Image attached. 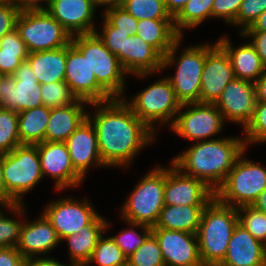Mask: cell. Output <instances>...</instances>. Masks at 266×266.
Here are the masks:
<instances>
[{"label":"cell","instance_id":"cell-1","mask_svg":"<svg viewBox=\"0 0 266 266\" xmlns=\"http://www.w3.org/2000/svg\"><path fill=\"white\" fill-rule=\"evenodd\" d=\"M95 112L88 118L95 126L98 150L106 167L129 168L145 147L156 141V134L135 115L123 98L90 103Z\"/></svg>","mask_w":266,"mask_h":266},{"label":"cell","instance_id":"cell-2","mask_svg":"<svg viewBox=\"0 0 266 266\" xmlns=\"http://www.w3.org/2000/svg\"><path fill=\"white\" fill-rule=\"evenodd\" d=\"M246 149L243 137H221L194 142L171 162L184 174L202 180L215 192Z\"/></svg>","mask_w":266,"mask_h":266},{"label":"cell","instance_id":"cell-3","mask_svg":"<svg viewBox=\"0 0 266 266\" xmlns=\"http://www.w3.org/2000/svg\"><path fill=\"white\" fill-rule=\"evenodd\" d=\"M238 224V210L220 203L215 197L202 213L197 233L203 266H219Z\"/></svg>","mask_w":266,"mask_h":266},{"label":"cell","instance_id":"cell-4","mask_svg":"<svg viewBox=\"0 0 266 266\" xmlns=\"http://www.w3.org/2000/svg\"><path fill=\"white\" fill-rule=\"evenodd\" d=\"M182 39L183 37H180L163 57L162 70L176 65L175 73L166 78L170 81L181 104L200 102L201 74L206 59V43L185 47L177 57Z\"/></svg>","mask_w":266,"mask_h":266},{"label":"cell","instance_id":"cell-5","mask_svg":"<svg viewBox=\"0 0 266 266\" xmlns=\"http://www.w3.org/2000/svg\"><path fill=\"white\" fill-rule=\"evenodd\" d=\"M166 167L155 166L138 180L121 208V218L137 224L154 227L164 204Z\"/></svg>","mask_w":266,"mask_h":266},{"label":"cell","instance_id":"cell-6","mask_svg":"<svg viewBox=\"0 0 266 266\" xmlns=\"http://www.w3.org/2000/svg\"><path fill=\"white\" fill-rule=\"evenodd\" d=\"M246 149L237 159L215 198L222 204L239 208L252 206L266 189V168L260 162L245 157Z\"/></svg>","mask_w":266,"mask_h":266},{"label":"cell","instance_id":"cell-7","mask_svg":"<svg viewBox=\"0 0 266 266\" xmlns=\"http://www.w3.org/2000/svg\"><path fill=\"white\" fill-rule=\"evenodd\" d=\"M71 44L88 60L97 83L112 97H126V76L117 56L105 46L96 33L76 35Z\"/></svg>","mask_w":266,"mask_h":266},{"label":"cell","instance_id":"cell-8","mask_svg":"<svg viewBox=\"0 0 266 266\" xmlns=\"http://www.w3.org/2000/svg\"><path fill=\"white\" fill-rule=\"evenodd\" d=\"M123 99L133 113L155 134L156 124L160 126L167 124L169 127L173 125L182 105L166 77L156 80L141 92L138 91L129 101L126 97Z\"/></svg>","mask_w":266,"mask_h":266},{"label":"cell","instance_id":"cell-9","mask_svg":"<svg viewBox=\"0 0 266 266\" xmlns=\"http://www.w3.org/2000/svg\"><path fill=\"white\" fill-rule=\"evenodd\" d=\"M2 169L9 204H24L22 198L43 180L36 145H20L3 154Z\"/></svg>","mask_w":266,"mask_h":266},{"label":"cell","instance_id":"cell-10","mask_svg":"<svg viewBox=\"0 0 266 266\" xmlns=\"http://www.w3.org/2000/svg\"><path fill=\"white\" fill-rule=\"evenodd\" d=\"M15 29L29 53L55 50L71 43V35L45 9L21 10Z\"/></svg>","mask_w":266,"mask_h":266},{"label":"cell","instance_id":"cell-11","mask_svg":"<svg viewBox=\"0 0 266 266\" xmlns=\"http://www.w3.org/2000/svg\"><path fill=\"white\" fill-rule=\"evenodd\" d=\"M226 124L222 113L214 103L182 104L173 125L172 133L194 142L215 139ZM211 137V138H210Z\"/></svg>","mask_w":266,"mask_h":266},{"label":"cell","instance_id":"cell-12","mask_svg":"<svg viewBox=\"0 0 266 266\" xmlns=\"http://www.w3.org/2000/svg\"><path fill=\"white\" fill-rule=\"evenodd\" d=\"M43 105L41 84L29 63L24 61L12 76L0 84V108L21 112Z\"/></svg>","mask_w":266,"mask_h":266},{"label":"cell","instance_id":"cell-13","mask_svg":"<svg viewBox=\"0 0 266 266\" xmlns=\"http://www.w3.org/2000/svg\"><path fill=\"white\" fill-rule=\"evenodd\" d=\"M83 200V201H82ZM77 200L74 197H62L48 202L42 213L56 230L60 240L90 224L99 214L91 201Z\"/></svg>","mask_w":266,"mask_h":266},{"label":"cell","instance_id":"cell-14","mask_svg":"<svg viewBox=\"0 0 266 266\" xmlns=\"http://www.w3.org/2000/svg\"><path fill=\"white\" fill-rule=\"evenodd\" d=\"M65 82L79 100L90 103L113 99L98 83L85 58L71 43L66 46Z\"/></svg>","mask_w":266,"mask_h":266},{"label":"cell","instance_id":"cell-15","mask_svg":"<svg viewBox=\"0 0 266 266\" xmlns=\"http://www.w3.org/2000/svg\"><path fill=\"white\" fill-rule=\"evenodd\" d=\"M36 146L43 178H52L56 191L78 188L83 183L84 178L73 167L65 142L44 141Z\"/></svg>","mask_w":266,"mask_h":266},{"label":"cell","instance_id":"cell-16","mask_svg":"<svg viewBox=\"0 0 266 266\" xmlns=\"http://www.w3.org/2000/svg\"><path fill=\"white\" fill-rule=\"evenodd\" d=\"M235 74L225 50L217 43L206 44V59L201 74L200 102L215 103Z\"/></svg>","mask_w":266,"mask_h":266},{"label":"cell","instance_id":"cell-17","mask_svg":"<svg viewBox=\"0 0 266 266\" xmlns=\"http://www.w3.org/2000/svg\"><path fill=\"white\" fill-rule=\"evenodd\" d=\"M214 104L225 122L244 128L251 120L256 105L255 83L235 78L226 85Z\"/></svg>","mask_w":266,"mask_h":266},{"label":"cell","instance_id":"cell-18","mask_svg":"<svg viewBox=\"0 0 266 266\" xmlns=\"http://www.w3.org/2000/svg\"><path fill=\"white\" fill-rule=\"evenodd\" d=\"M166 167L164 204L208 205L215 192L202 180L184 174L172 162Z\"/></svg>","mask_w":266,"mask_h":266},{"label":"cell","instance_id":"cell-19","mask_svg":"<svg viewBox=\"0 0 266 266\" xmlns=\"http://www.w3.org/2000/svg\"><path fill=\"white\" fill-rule=\"evenodd\" d=\"M159 242L165 266H203L197 234L152 228Z\"/></svg>","mask_w":266,"mask_h":266},{"label":"cell","instance_id":"cell-20","mask_svg":"<svg viewBox=\"0 0 266 266\" xmlns=\"http://www.w3.org/2000/svg\"><path fill=\"white\" fill-rule=\"evenodd\" d=\"M45 10L71 37L92 34L98 29L94 22L96 7L92 0H50Z\"/></svg>","mask_w":266,"mask_h":266},{"label":"cell","instance_id":"cell-21","mask_svg":"<svg viewBox=\"0 0 266 266\" xmlns=\"http://www.w3.org/2000/svg\"><path fill=\"white\" fill-rule=\"evenodd\" d=\"M75 170L85 179L91 166L106 167L98 150L97 132L87 117L65 141Z\"/></svg>","mask_w":266,"mask_h":266},{"label":"cell","instance_id":"cell-22","mask_svg":"<svg viewBox=\"0 0 266 266\" xmlns=\"http://www.w3.org/2000/svg\"><path fill=\"white\" fill-rule=\"evenodd\" d=\"M25 220L21 227L20 239L16 248L26 260L39 257V255L40 257L45 256L58 244L63 243L43 213L33 221H27V217Z\"/></svg>","mask_w":266,"mask_h":266},{"label":"cell","instance_id":"cell-23","mask_svg":"<svg viewBox=\"0 0 266 266\" xmlns=\"http://www.w3.org/2000/svg\"><path fill=\"white\" fill-rule=\"evenodd\" d=\"M219 266H266L265 244L238 223Z\"/></svg>","mask_w":266,"mask_h":266},{"label":"cell","instance_id":"cell-24","mask_svg":"<svg viewBox=\"0 0 266 266\" xmlns=\"http://www.w3.org/2000/svg\"><path fill=\"white\" fill-rule=\"evenodd\" d=\"M163 57L141 37L131 35L126 40L124 72L145 78L162 70Z\"/></svg>","mask_w":266,"mask_h":266},{"label":"cell","instance_id":"cell-25","mask_svg":"<svg viewBox=\"0 0 266 266\" xmlns=\"http://www.w3.org/2000/svg\"><path fill=\"white\" fill-rule=\"evenodd\" d=\"M88 102L77 99L66 107L51 109L45 131V141L65 142L88 117Z\"/></svg>","mask_w":266,"mask_h":266},{"label":"cell","instance_id":"cell-26","mask_svg":"<svg viewBox=\"0 0 266 266\" xmlns=\"http://www.w3.org/2000/svg\"><path fill=\"white\" fill-rule=\"evenodd\" d=\"M109 223L99 214L90 224L78 230V233L68 235L61 240V242H67L70 263L75 266L87 264L99 238L111 226Z\"/></svg>","mask_w":266,"mask_h":266},{"label":"cell","instance_id":"cell-27","mask_svg":"<svg viewBox=\"0 0 266 266\" xmlns=\"http://www.w3.org/2000/svg\"><path fill=\"white\" fill-rule=\"evenodd\" d=\"M227 36L219 38L216 42L227 53L232 68L234 70L235 77L237 79H243L255 82L265 68L262 65L261 59L257 54L254 46L248 42L245 44L233 48L231 41Z\"/></svg>","mask_w":266,"mask_h":266},{"label":"cell","instance_id":"cell-28","mask_svg":"<svg viewBox=\"0 0 266 266\" xmlns=\"http://www.w3.org/2000/svg\"><path fill=\"white\" fill-rule=\"evenodd\" d=\"M26 61L40 84L65 81L66 46L40 52H30Z\"/></svg>","mask_w":266,"mask_h":266},{"label":"cell","instance_id":"cell-29","mask_svg":"<svg viewBox=\"0 0 266 266\" xmlns=\"http://www.w3.org/2000/svg\"><path fill=\"white\" fill-rule=\"evenodd\" d=\"M207 205H167L161 210L157 224L163 228L197 234L203 210Z\"/></svg>","mask_w":266,"mask_h":266},{"label":"cell","instance_id":"cell-30","mask_svg":"<svg viewBox=\"0 0 266 266\" xmlns=\"http://www.w3.org/2000/svg\"><path fill=\"white\" fill-rule=\"evenodd\" d=\"M135 34L152 46L162 57L181 37L175 30L173 19H142Z\"/></svg>","mask_w":266,"mask_h":266},{"label":"cell","instance_id":"cell-31","mask_svg":"<svg viewBox=\"0 0 266 266\" xmlns=\"http://www.w3.org/2000/svg\"><path fill=\"white\" fill-rule=\"evenodd\" d=\"M50 114L51 109L44 105L18 112L21 145H37L45 141Z\"/></svg>","mask_w":266,"mask_h":266},{"label":"cell","instance_id":"cell-32","mask_svg":"<svg viewBox=\"0 0 266 266\" xmlns=\"http://www.w3.org/2000/svg\"><path fill=\"white\" fill-rule=\"evenodd\" d=\"M29 51L16 29L0 39V71L12 76L20 64L26 61Z\"/></svg>","mask_w":266,"mask_h":266},{"label":"cell","instance_id":"cell-33","mask_svg":"<svg viewBox=\"0 0 266 266\" xmlns=\"http://www.w3.org/2000/svg\"><path fill=\"white\" fill-rule=\"evenodd\" d=\"M214 1L215 0H189L173 18L176 32L183 37V30L195 29L206 19H211Z\"/></svg>","mask_w":266,"mask_h":266},{"label":"cell","instance_id":"cell-34","mask_svg":"<svg viewBox=\"0 0 266 266\" xmlns=\"http://www.w3.org/2000/svg\"><path fill=\"white\" fill-rule=\"evenodd\" d=\"M1 207L6 209L9 213H12V215L14 214L13 216L17 215V218L7 217L4 212H2ZM0 208V248L16 247L20 239L22 224L26 218V205L7 204L1 205Z\"/></svg>","mask_w":266,"mask_h":266},{"label":"cell","instance_id":"cell-35","mask_svg":"<svg viewBox=\"0 0 266 266\" xmlns=\"http://www.w3.org/2000/svg\"><path fill=\"white\" fill-rule=\"evenodd\" d=\"M104 234L105 233L99 238L91 258L85 266H89L93 263L98 266H126L127 257L123 254L112 237H106Z\"/></svg>","mask_w":266,"mask_h":266},{"label":"cell","instance_id":"cell-36","mask_svg":"<svg viewBox=\"0 0 266 266\" xmlns=\"http://www.w3.org/2000/svg\"><path fill=\"white\" fill-rule=\"evenodd\" d=\"M121 7L138 21L142 19H173L165 8L164 0H122Z\"/></svg>","mask_w":266,"mask_h":266},{"label":"cell","instance_id":"cell-37","mask_svg":"<svg viewBox=\"0 0 266 266\" xmlns=\"http://www.w3.org/2000/svg\"><path fill=\"white\" fill-rule=\"evenodd\" d=\"M102 17V30H96L95 33L104 42L105 46L111 51L112 54L117 56V59L124 70V52L126 40L130 36V32L120 31L115 27L103 14Z\"/></svg>","mask_w":266,"mask_h":266},{"label":"cell","instance_id":"cell-38","mask_svg":"<svg viewBox=\"0 0 266 266\" xmlns=\"http://www.w3.org/2000/svg\"><path fill=\"white\" fill-rule=\"evenodd\" d=\"M18 113L0 108V154L20 146Z\"/></svg>","mask_w":266,"mask_h":266},{"label":"cell","instance_id":"cell-39","mask_svg":"<svg viewBox=\"0 0 266 266\" xmlns=\"http://www.w3.org/2000/svg\"><path fill=\"white\" fill-rule=\"evenodd\" d=\"M130 227L122 229L119 234L111 236L123 254L128 258L133 254L152 234V227L145 224H137L124 221ZM136 228L141 229L142 234L138 233Z\"/></svg>","mask_w":266,"mask_h":266},{"label":"cell","instance_id":"cell-40","mask_svg":"<svg viewBox=\"0 0 266 266\" xmlns=\"http://www.w3.org/2000/svg\"><path fill=\"white\" fill-rule=\"evenodd\" d=\"M127 265L165 266L159 242L153 234H151L146 241L127 258Z\"/></svg>","mask_w":266,"mask_h":266},{"label":"cell","instance_id":"cell-41","mask_svg":"<svg viewBox=\"0 0 266 266\" xmlns=\"http://www.w3.org/2000/svg\"><path fill=\"white\" fill-rule=\"evenodd\" d=\"M242 136L248 148L250 144H263L266 142V102L256 101L251 120L242 129Z\"/></svg>","mask_w":266,"mask_h":266},{"label":"cell","instance_id":"cell-42","mask_svg":"<svg viewBox=\"0 0 266 266\" xmlns=\"http://www.w3.org/2000/svg\"><path fill=\"white\" fill-rule=\"evenodd\" d=\"M41 97L43 105L50 109L66 107L77 100L65 81L41 84Z\"/></svg>","mask_w":266,"mask_h":266},{"label":"cell","instance_id":"cell-43","mask_svg":"<svg viewBox=\"0 0 266 266\" xmlns=\"http://www.w3.org/2000/svg\"><path fill=\"white\" fill-rule=\"evenodd\" d=\"M238 210V223L249 231L253 237L266 243V215L253 206H242Z\"/></svg>","mask_w":266,"mask_h":266},{"label":"cell","instance_id":"cell-44","mask_svg":"<svg viewBox=\"0 0 266 266\" xmlns=\"http://www.w3.org/2000/svg\"><path fill=\"white\" fill-rule=\"evenodd\" d=\"M265 10L266 0H243L235 19V27L241 29L239 33L248 29Z\"/></svg>","mask_w":266,"mask_h":266},{"label":"cell","instance_id":"cell-45","mask_svg":"<svg viewBox=\"0 0 266 266\" xmlns=\"http://www.w3.org/2000/svg\"><path fill=\"white\" fill-rule=\"evenodd\" d=\"M102 14L120 31L130 32V36L135 35L138 20L121 6L105 9Z\"/></svg>","mask_w":266,"mask_h":266},{"label":"cell","instance_id":"cell-46","mask_svg":"<svg viewBox=\"0 0 266 266\" xmlns=\"http://www.w3.org/2000/svg\"><path fill=\"white\" fill-rule=\"evenodd\" d=\"M243 0H215L212 6V18L224 19L229 25H234L237 13Z\"/></svg>","mask_w":266,"mask_h":266},{"label":"cell","instance_id":"cell-47","mask_svg":"<svg viewBox=\"0 0 266 266\" xmlns=\"http://www.w3.org/2000/svg\"><path fill=\"white\" fill-rule=\"evenodd\" d=\"M20 10L15 5L0 4V39L15 29Z\"/></svg>","mask_w":266,"mask_h":266},{"label":"cell","instance_id":"cell-48","mask_svg":"<svg viewBox=\"0 0 266 266\" xmlns=\"http://www.w3.org/2000/svg\"><path fill=\"white\" fill-rule=\"evenodd\" d=\"M240 35L242 38L251 39L249 41L254 46L263 67L266 69V31H244Z\"/></svg>","mask_w":266,"mask_h":266},{"label":"cell","instance_id":"cell-49","mask_svg":"<svg viewBox=\"0 0 266 266\" xmlns=\"http://www.w3.org/2000/svg\"><path fill=\"white\" fill-rule=\"evenodd\" d=\"M0 266H27V260L16 247L0 248Z\"/></svg>","mask_w":266,"mask_h":266},{"label":"cell","instance_id":"cell-50","mask_svg":"<svg viewBox=\"0 0 266 266\" xmlns=\"http://www.w3.org/2000/svg\"><path fill=\"white\" fill-rule=\"evenodd\" d=\"M44 2V5H42ZM50 0H14V5L21 10L45 9Z\"/></svg>","mask_w":266,"mask_h":266},{"label":"cell","instance_id":"cell-51","mask_svg":"<svg viewBox=\"0 0 266 266\" xmlns=\"http://www.w3.org/2000/svg\"><path fill=\"white\" fill-rule=\"evenodd\" d=\"M70 265L68 266H75L72 263H69ZM27 266H67L66 264L58 261L55 259V257H34L29 260H27Z\"/></svg>","mask_w":266,"mask_h":266},{"label":"cell","instance_id":"cell-52","mask_svg":"<svg viewBox=\"0 0 266 266\" xmlns=\"http://www.w3.org/2000/svg\"><path fill=\"white\" fill-rule=\"evenodd\" d=\"M254 83L256 101L266 102V69Z\"/></svg>","mask_w":266,"mask_h":266},{"label":"cell","instance_id":"cell-53","mask_svg":"<svg viewBox=\"0 0 266 266\" xmlns=\"http://www.w3.org/2000/svg\"><path fill=\"white\" fill-rule=\"evenodd\" d=\"M189 0H164L167 12L174 18Z\"/></svg>","mask_w":266,"mask_h":266},{"label":"cell","instance_id":"cell-54","mask_svg":"<svg viewBox=\"0 0 266 266\" xmlns=\"http://www.w3.org/2000/svg\"><path fill=\"white\" fill-rule=\"evenodd\" d=\"M3 154H0V203L2 205L9 204V194L6 192L5 182L3 179Z\"/></svg>","mask_w":266,"mask_h":266},{"label":"cell","instance_id":"cell-55","mask_svg":"<svg viewBox=\"0 0 266 266\" xmlns=\"http://www.w3.org/2000/svg\"><path fill=\"white\" fill-rule=\"evenodd\" d=\"M245 31H266V10Z\"/></svg>","mask_w":266,"mask_h":266},{"label":"cell","instance_id":"cell-56","mask_svg":"<svg viewBox=\"0 0 266 266\" xmlns=\"http://www.w3.org/2000/svg\"><path fill=\"white\" fill-rule=\"evenodd\" d=\"M252 206L266 215V189L258 196Z\"/></svg>","mask_w":266,"mask_h":266},{"label":"cell","instance_id":"cell-57","mask_svg":"<svg viewBox=\"0 0 266 266\" xmlns=\"http://www.w3.org/2000/svg\"><path fill=\"white\" fill-rule=\"evenodd\" d=\"M95 7L105 6L106 9L121 6L122 0H92Z\"/></svg>","mask_w":266,"mask_h":266},{"label":"cell","instance_id":"cell-58","mask_svg":"<svg viewBox=\"0 0 266 266\" xmlns=\"http://www.w3.org/2000/svg\"><path fill=\"white\" fill-rule=\"evenodd\" d=\"M0 4L14 5V0H0Z\"/></svg>","mask_w":266,"mask_h":266},{"label":"cell","instance_id":"cell-59","mask_svg":"<svg viewBox=\"0 0 266 266\" xmlns=\"http://www.w3.org/2000/svg\"><path fill=\"white\" fill-rule=\"evenodd\" d=\"M6 75H4L1 71H0V84L2 83V80L3 78L5 77Z\"/></svg>","mask_w":266,"mask_h":266},{"label":"cell","instance_id":"cell-60","mask_svg":"<svg viewBox=\"0 0 266 266\" xmlns=\"http://www.w3.org/2000/svg\"><path fill=\"white\" fill-rule=\"evenodd\" d=\"M265 259H266V243H265Z\"/></svg>","mask_w":266,"mask_h":266}]
</instances>
